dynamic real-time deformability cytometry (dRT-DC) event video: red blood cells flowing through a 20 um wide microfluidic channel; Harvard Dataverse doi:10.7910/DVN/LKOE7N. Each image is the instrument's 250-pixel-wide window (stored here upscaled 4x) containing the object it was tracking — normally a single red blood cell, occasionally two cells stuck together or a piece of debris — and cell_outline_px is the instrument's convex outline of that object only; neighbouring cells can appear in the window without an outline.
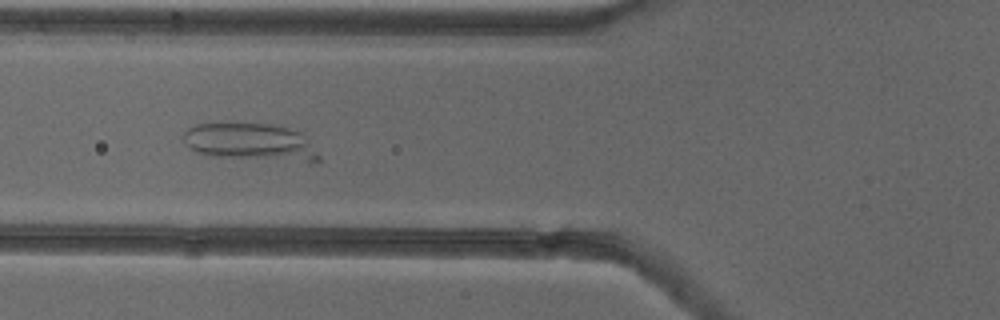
{"species": "common noctule bat (a hibernating species)", "species_latin": "Nyctalus noctula", "temperature_condition": "cold", "stored_images_in_passage": 26, "camera_frame_rate_fps": 3000, "um_per_image_px": 0.085, "animal": {"sex": "female"}, "frame": {"image": 1, "passage_image": 16, "time_ms": 5.0, "image_size_px": [1000, 320], "cell_outline_px": [[320, 164], [308, 164], [212, 156], [196, 152], [184, 140], [184, 132], [188, 128], [196, 124], [272, 124], [304, 132], [320, 156]], "centroid_in_image_um": [21.46, 12.13], "position_along_channel_um": 104.3, "area_um2": 30.29}}